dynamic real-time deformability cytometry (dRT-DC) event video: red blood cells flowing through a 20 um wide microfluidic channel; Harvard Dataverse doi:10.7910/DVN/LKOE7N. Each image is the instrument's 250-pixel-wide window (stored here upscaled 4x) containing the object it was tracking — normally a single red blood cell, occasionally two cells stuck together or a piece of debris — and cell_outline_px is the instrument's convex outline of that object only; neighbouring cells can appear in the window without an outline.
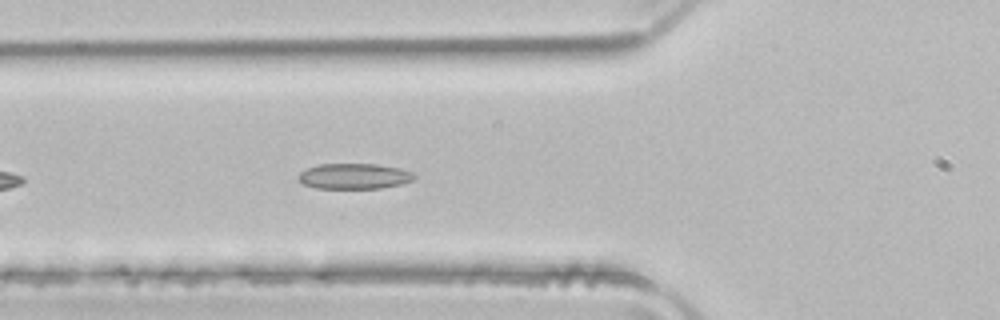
{"species": "common noctule bat (a hibernating species)", "species_latin": "Nyctalus noctula", "temperature_condition": "room temperature", "stored_images_in_passage": 10, "camera_frame_rate_fps": 3000, "um_per_image_px": 0.085, "animal": {"sex": "male", "body_mass_g": 21.5, "forearm_length_mm": 52.0}, "frame": {"image": 1, "passage_image": 6, "time_ms": 1.667, "image_size_px": [1000, 320], "cell_outline_px": [[416, 176], [412, 180], [400, 184], [380, 188], [316, 188], [304, 184], [296, 176], [300, 172], [308, 168], [320, 164], [376, 164], [400, 168], [412, 172]], "centroid_in_image_um": [30.1, 14.97], "position_along_channel_um": 95.7, "area_um2": 17.11}}